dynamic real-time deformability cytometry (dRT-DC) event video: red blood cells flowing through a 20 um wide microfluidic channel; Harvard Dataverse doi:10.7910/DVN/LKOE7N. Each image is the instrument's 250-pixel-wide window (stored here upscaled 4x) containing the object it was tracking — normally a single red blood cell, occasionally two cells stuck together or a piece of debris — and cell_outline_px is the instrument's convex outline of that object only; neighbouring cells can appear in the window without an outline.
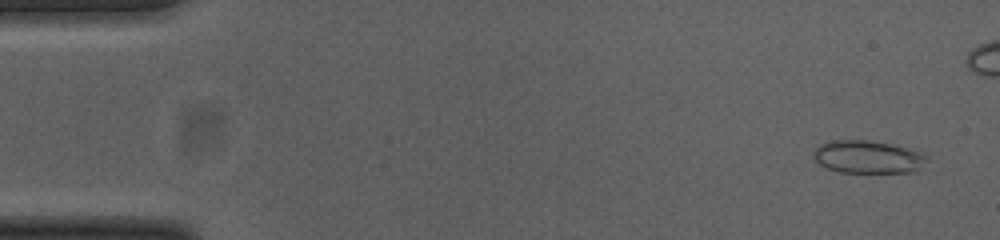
{"species": "common noctule bat (a hibernating species)", "species_latin": "Nyctalus noctula", "temperature_condition": "cold", "stored_images_in_passage": 46, "camera_frame_rate_fps": 3000, "um_per_image_px": 0.085, "animal": {"sex": "female", "body_mass_g": 23.0, "forearm_length_mm": 53.4}, "frame": {"image": 1, "passage_image": 3, "time_ms": 0.667, "image_size_px": [1000, 240], "cell_outline_px": [[928, 160], [916, 172], [840, 172], [828, 168], [820, 164], [812, 156], [812, 152], [820, 144], [832, 140], [872, 140], [920, 152], [928, 156]], "centroid_in_image_um": [73.76, 13.34], "position_along_channel_um": 11.2, "area_um2": 21.56}}
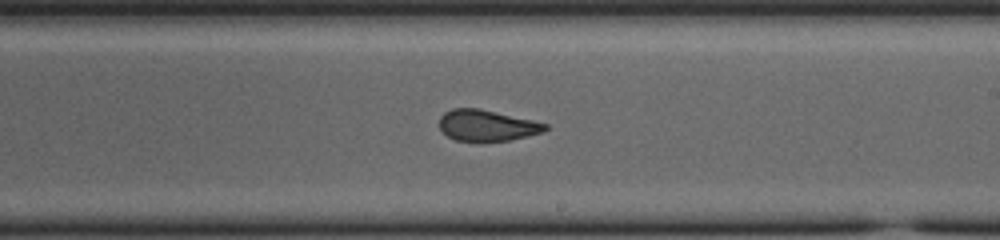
{"frame": {"image": 2, "passage_image": 31, "time_ms": 10.0, "image_size_px": [1000, 240], "cell_outline_px": [[548, 128], [544, 132], [508, 140], [484, 144], [456, 140], [448, 136], [440, 128], [440, 116], [444, 112], [452, 108], [480, 108], [532, 120], [548, 124]], "centroid_in_image_um": [41.38, 10.69], "position_along_channel_um": 247.6, "area_um2": 19.65}}
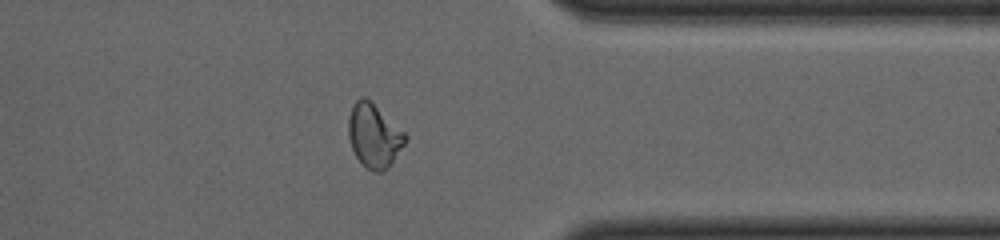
{"frame": {"image": 3, "passage_image": 42, "time_ms": 13.667, "image_size_px": [1000, 240], "cell_outline_px": [[408, 140], [388, 168], [384, 172], [372, 172], [364, 168], [360, 164], [352, 148], [348, 136], [348, 116], [352, 104], [360, 96], [364, 96], [404, 132], [408, 136]], "centroid_in_image_um": [31.77, 11.58], "position_along_channel_um": 379.6, "area_um2": 21.27}, "authors_computed_cell_mechanics": {"area_um2": 20.5768, "velocity_mm_per_s": 3.8542, "shape_relaxation_time_tau1_ms": null, "shape_relaxation_time_tau2_ms": 1.1558, "deformation_change_tau1": null, "deformation_change_tau2": 0.0629}}